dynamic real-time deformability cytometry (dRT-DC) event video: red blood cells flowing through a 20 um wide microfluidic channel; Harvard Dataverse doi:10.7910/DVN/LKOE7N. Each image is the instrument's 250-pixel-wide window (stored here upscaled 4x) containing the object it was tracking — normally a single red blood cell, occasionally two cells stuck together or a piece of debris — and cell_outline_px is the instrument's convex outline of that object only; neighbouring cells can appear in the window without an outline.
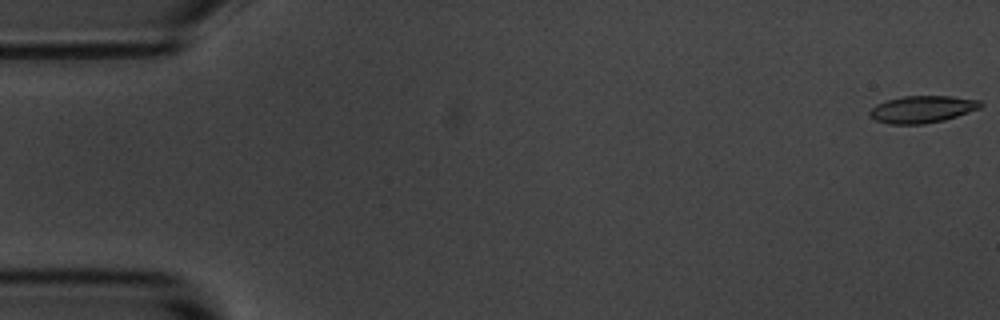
{"species": "common noctule bat (a hibernating species)", "species_latin": "Nyctalus noctula", "temperature_condition": "room temperature", "stored_images_in_passage": 55, "camera_frame_rate_fps": 3000, "um_per_image_px": 0.085, "animal": {"sex": "male", "body_mass_g": 20.1, "forearm_length_mm": 53.5}, "frame": {"image": 1, "passage_image": 1, "time_ms": 0.0, "image_size_px": [1000, 320], "cell_outline_px": [[984, 104], [980, 108], [944, 120], [924, 124], [888, 124], [876, 120], [868, 116], [868, 112], [876, 104], [884, 100], [900, 96], [952, 96], [980, 100]], "centroid_in_image_um": [78.35, 9.28], "position_along_channel_um": 6.6, "area_um2": 17.69}}
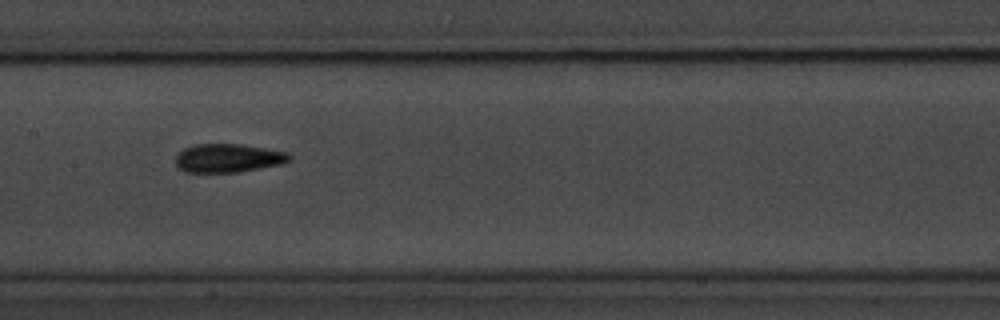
{"frame": {"image": 2, "passage_image": 27, "time_ms": 8.667, "image_size_px": [1000, 320], "cell_outline_px": [[292, 160], [280, 164], [240, 172], [184, 172], [176, 168], [176, 156], [184, 148], [196, 144], [240, 144], [288, 152], [292, 156]], "centroid_in_image_um": [19.39, 13.44], "position_along_channel_um": 188.0, "area_um2": 19.02}}
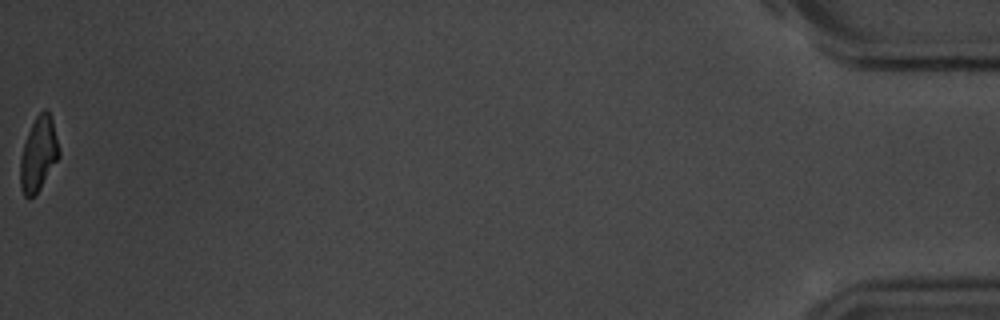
{"frame": {"image": 3, "passage_image": 55, "time_ms": 18.0, "image_size_px": [1000, 320], "cell_outline_px": [[60, 156], [36, 196], [28, 200], [24, 196], [20, 188], [20, 160], [24, 144], [28, 132], [36, 116], [44, 108], [48, 108], [52, 120], [60, 152]], "centroid_in_image_um": [3.27, 13.14], "position_along_channel_um": 431.9, "area_um2": 16.94}, "authors_computed_cell_mechanics": {"area_um2": 18.0914, "velocity_mm_per_s": 3.6889, "shape_relaxation_time_tau1_ms": 3.4567, "shape_relaxation_time_tau2_ms": 1.4469, "deformation_change_tau1": 0.1423, "deformation_change_tau2": 0.0784}}